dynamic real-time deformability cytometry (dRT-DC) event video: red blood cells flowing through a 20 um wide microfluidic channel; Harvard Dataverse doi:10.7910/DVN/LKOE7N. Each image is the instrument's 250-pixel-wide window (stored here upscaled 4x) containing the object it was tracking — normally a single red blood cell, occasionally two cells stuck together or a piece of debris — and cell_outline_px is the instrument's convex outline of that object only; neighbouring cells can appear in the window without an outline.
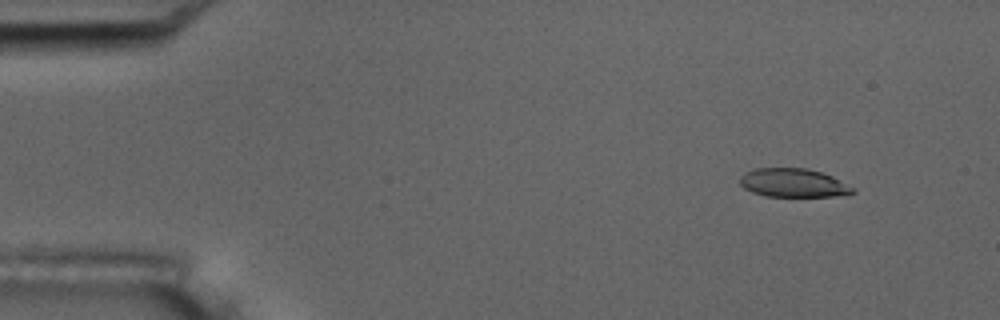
{"species": "common noctule bat (a hibernating species)", "species_latin": "Nyctalus noctula", "temperature_condition": "room temperature", "stored_images_in_passage": 4, "camera_frame_rate_fps": 3000, "um_per_image_px": 0.085, "animal": {"sex": "male", "body_mass_g": 17.5, "forearm_length_mm": 52.3}, "frame": {"image": 1, "passage_image": 1, "time_ms": 0.0, "image_size_px": [1000, 320], "cell_outline_px": [[856, 192], [848, 196], [764, 196], [752, 192], [744, 188], [740, 184], [740, 176], [744, 172], [756, 168], [804, 168], [820, 172], [832, 176], [856, 188]], "centroid_in_image_um": [67.47, 15.55], "position_along_channel_um": 17.5, "area_um2": 19.02}}
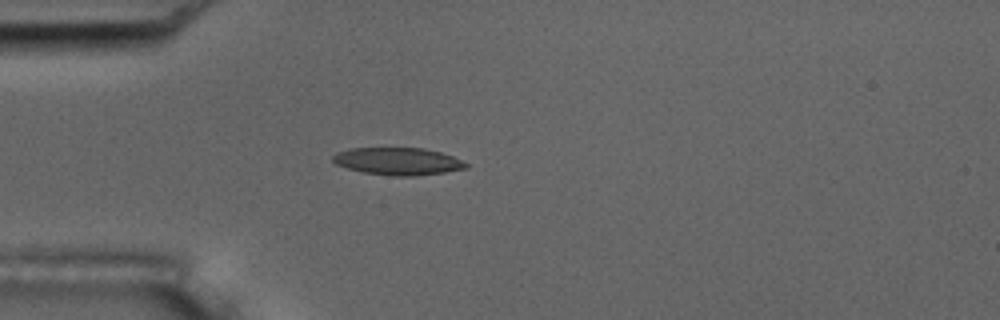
{"frame": {"image": 2, "passage_image": 3, "time_ms": 0.667, "image_size_px": [1000, 320], "cell_outline_px": [[468, 168], [444, 172], [412, 176], [392, 176], [364, 172], [348, 168], [336, 164], [332, 160], [332, 156], [336, 152], [352, 148], [424, 148], [440, 152], [452, 156], [468, 164]], "centroid_in_image_um": [33.81, 13.7], "position_along_channel_um": 51.2, "area_um2": 21.1}}